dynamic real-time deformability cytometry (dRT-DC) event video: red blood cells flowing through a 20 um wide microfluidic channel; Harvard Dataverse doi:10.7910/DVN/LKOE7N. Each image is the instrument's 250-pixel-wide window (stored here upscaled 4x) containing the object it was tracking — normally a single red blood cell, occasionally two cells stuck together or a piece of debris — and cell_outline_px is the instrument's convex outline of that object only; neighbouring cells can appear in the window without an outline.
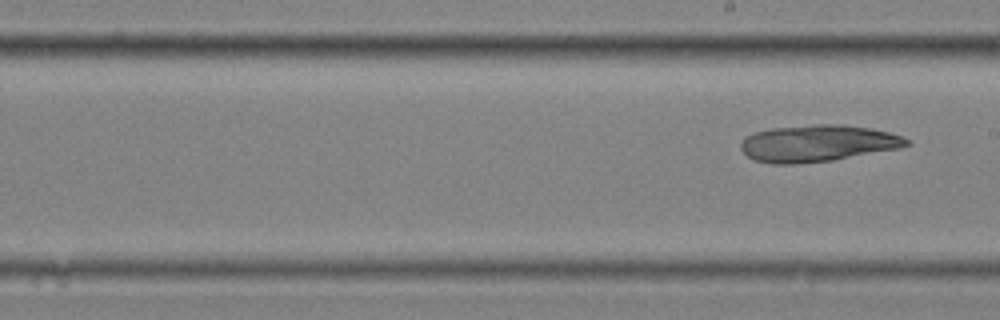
{"species": "common noctule bat (a hibernating species)", "species_latin": "Nyctalus noctula", "temperature_condition": "cold", "stored_images_in_passage": 10, "segment_of_instrument_passage": [2, 2], "camera_frame_rate_fps": 3000, "um_per_image_px": 0.085, "animal": {"sex": "female", "body_mass_g": 25.1}, "frame": {"image": 1, "passage_image": 10, "time_ms": 3.0, "image_size_px": [1000, 320], "cell_outline_px": [[912, 144], [900, 148], [832, 160], [792, 164], [772, 164], [752, 160], [740, 148], [740, 144], [748, 136], [756, 132], [772, 128], [816, 124], [844, 124], [872, 128], [888, 132], [900, 136], [908, 140]], "centroid_in_image_um": [69.51, 12.18], "position_along_channel_um": 219.5, "area_um2": 35.37}}